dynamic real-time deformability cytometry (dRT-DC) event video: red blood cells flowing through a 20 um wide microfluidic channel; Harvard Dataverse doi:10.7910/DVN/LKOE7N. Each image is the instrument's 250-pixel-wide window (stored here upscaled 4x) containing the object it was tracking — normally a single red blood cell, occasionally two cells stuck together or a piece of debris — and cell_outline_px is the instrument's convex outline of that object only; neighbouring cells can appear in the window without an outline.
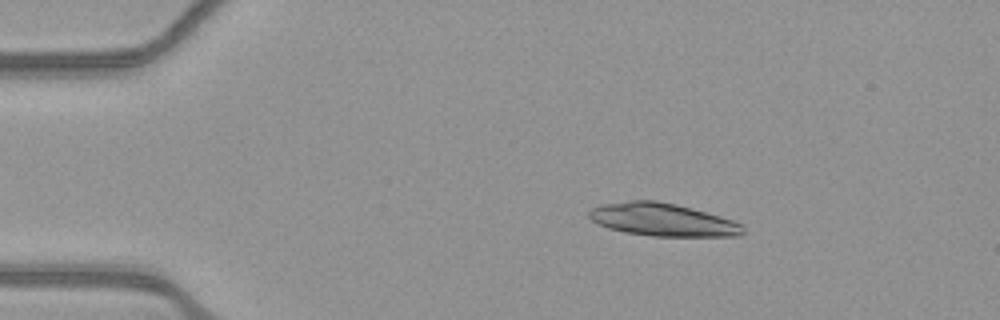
{"species": "common noctule bat (a hibernating species)", "species_latin": "Nyctalus noctula", "temperature_condition": "warm", "stored_images_in_passage": 52, "camera_frame_rate_fps": 3000, "um_per_image_px": 0.085, "animal": {"sex": "female", "body_mass_g": 21.9}, "frame": {"image": 1, "passage_image": 9, "time_ms": 2.667, "image_size_px": [1000, 320], "cell_outline_px": [[744, 232], [740, 236], [652, 236], [624, 232], [608, 228], [592, 220], [588, 216], [588, 212], [592, 208], [604, 204], [632, 200], [656, 200], [676, 204], [692, 208], [720, 216], [744, 224]], "centroid_in_image_um": [56.35, 18.68], "position_along_channel_um": 28.7, "area_um2": 29.42}}